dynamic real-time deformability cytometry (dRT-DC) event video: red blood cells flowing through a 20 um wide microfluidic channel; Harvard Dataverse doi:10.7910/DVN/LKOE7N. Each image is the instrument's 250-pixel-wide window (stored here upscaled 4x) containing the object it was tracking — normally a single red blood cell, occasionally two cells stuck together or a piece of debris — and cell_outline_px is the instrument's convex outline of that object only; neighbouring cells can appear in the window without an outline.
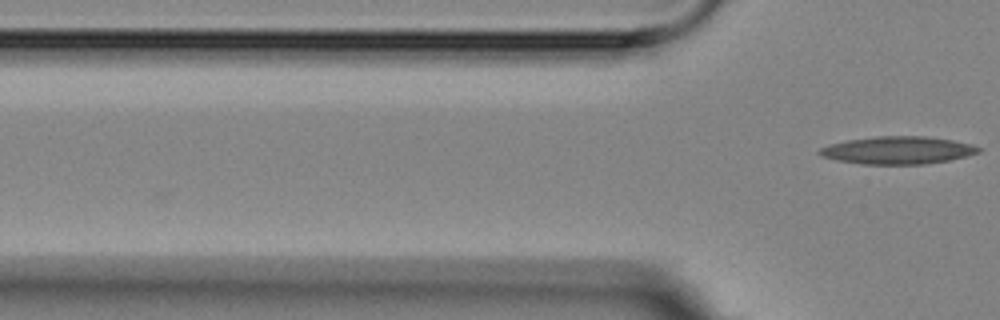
{"species": "Egyptian fruit bat (a non-hibernating species)", "species_latin": "Rousettus aegyptiacus", "temperature_condition": "room temperature", "stored_images_in_passage": 3, "camera_frame_rate_fps": 3000, "um_per_image_px": 0.085, "animal": {"sex": "female"}, "frame": {"image": 1, "passage_image": 3, "time_ms": 3.333, "image_size_px": [1000, 320], "cell_outline_px": [[980, 152], [948, 160], [928, 164], [860, 164], [836, 160], [820, 156], [816, 152], [820, 148], [828, 144], [848, 140], [876, 136], [928, 136], [952, 140], [972, 144], [980, 148]], "centroid_in_image_um": [76.26, 12.77], "position_along_channel_um": 49.5, "area_um2": 25.66}}